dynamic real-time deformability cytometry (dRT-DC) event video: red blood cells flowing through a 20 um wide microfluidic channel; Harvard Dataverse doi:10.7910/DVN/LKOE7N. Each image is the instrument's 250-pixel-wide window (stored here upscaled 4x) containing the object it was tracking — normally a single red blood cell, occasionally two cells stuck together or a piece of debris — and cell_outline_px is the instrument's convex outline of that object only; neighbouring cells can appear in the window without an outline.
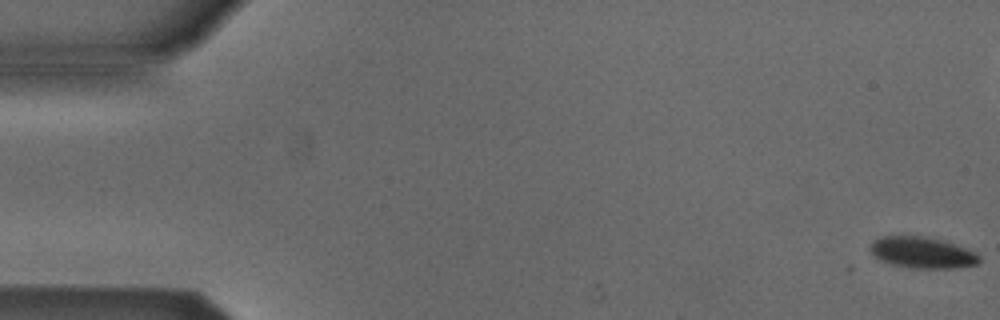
{"species": "Egyptian fruit bat (a non-hibernating species)", "species_latin": "Rousettus aegyptiacus", "temperature_condition": "cold", "stored_images_in_passage": 7, "camera_frame_rate_fps": 3000, "um_per_image_px": 0.085, "animal": {"sex": "male"}, "frame": {"image": 1, "passage_image": 1, "time_ms": 0.0, "image_size_px": [1000, 320], "cell_outline_px": [[980, 260], [976, 264], [956, 268], [912, 268], [892, 264], [880, 260], [872, 252], [872, 240], [880, 236], [920, 236], [944, 240], [976, 252], [980, 256]], "centroid_in_image_um": [78.42, 21.46], "position_along_channel_um": 6.6, "area_um2": 19.71}}
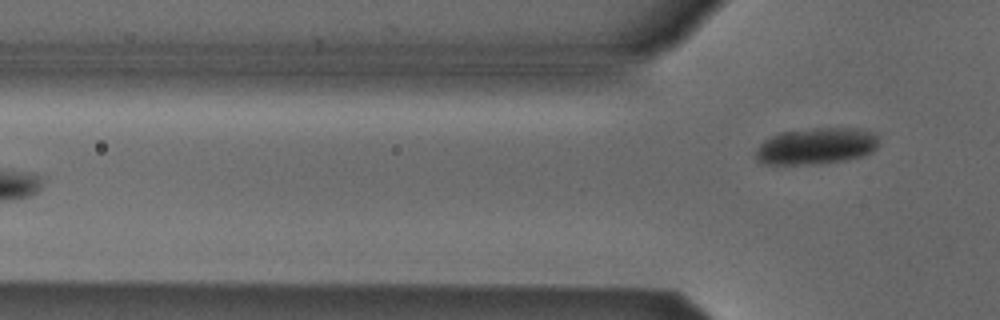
{"frame": {"image": 2, "passage_image": 7, "time_ms": 7.0, "image_size_px": [1000, 320], "cell_outline_px": [[880, 136], [876, 148], [872, 152], [848, 160], [820, 164], [760, 164], [756, 160], [752, 152], [764, 140], [772, 136], [784, 132], [812, 128], [860, 128], [872, 132]], "centroid_in_image_um": [69.36, 12.43], "position_along_channel_um": 56.4, "area_um2": 26.59}}